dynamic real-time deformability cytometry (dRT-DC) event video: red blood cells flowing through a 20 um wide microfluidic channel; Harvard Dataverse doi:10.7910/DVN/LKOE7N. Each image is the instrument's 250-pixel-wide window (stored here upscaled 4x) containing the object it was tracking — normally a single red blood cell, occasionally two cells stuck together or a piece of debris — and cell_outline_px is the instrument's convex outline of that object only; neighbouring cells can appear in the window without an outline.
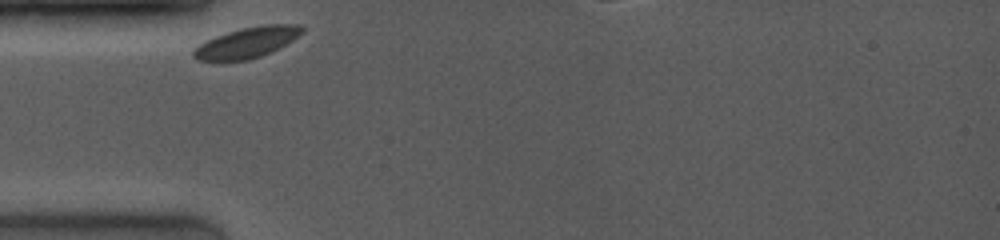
{"species": "common noctule bat (a hibernating species)", "species_latin": "Nyctalus noctula", "temperature_condition": "room temperature", "stored_images_in_passage": 2, "camera_frame_rate_fps": 4000, "um_per_image_px": 0.085, "animal": {"sex": "female", "body_mass_g": 19.0, "forearm_length_mm": 53.3}, "frame": {"image": 1, "passage_image": 1, "time_ms": 0.0, "image_size_px": [1000, 240], "cell_outline_px": [[304, 32], [292, 40], [260, 56], [248, 60], [196, 60], [192, 56], [192, 52], [200, 44], [216, 36], [240, 28], [264, 24], [300, 24], [304, 28]], "centroid_in_image_um": [21.01, 3.59], "position_along_channel_um": 64.0, "area_um2": 19.02}}